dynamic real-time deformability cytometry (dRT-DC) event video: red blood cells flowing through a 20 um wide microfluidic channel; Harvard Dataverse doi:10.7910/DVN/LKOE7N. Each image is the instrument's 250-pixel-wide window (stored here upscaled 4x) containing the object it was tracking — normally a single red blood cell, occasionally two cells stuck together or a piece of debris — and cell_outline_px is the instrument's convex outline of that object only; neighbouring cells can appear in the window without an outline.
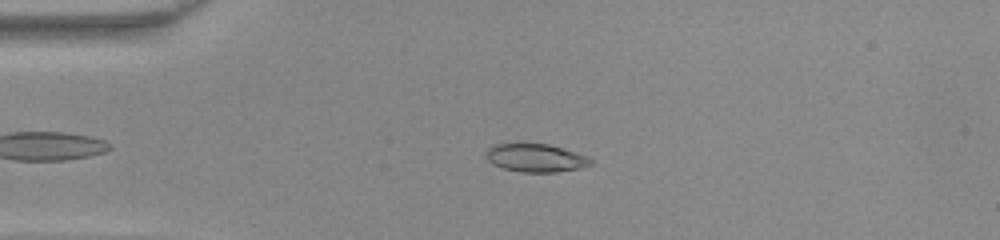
{"species": "common noctule bat (a hibernating species)", "species_latin": "Nyctalus noctula", "temperature_condition": "warm", "stored_images_in_passage": 43, "camera_frame_rate_fps": 3000, "um_per_image_px": 0.085, "animal": {"sex": "female", "body_mass_g": 22.0, "forearm_length_mm": 56.7}, "frame": {"image": 1, "passage_image": 11, "time_ms": 3.333, "image_size_px": [1000, 240], "cell_outline_px": [[592, 164], [580, 168], [556, 172], [520, 172], [504, 168], [492, 164], [488, 160], [488, 148], [492, 144], [548, 144], [588, 156], [592, 160]], "centroid_in_image_um": [45.55, 13.43], "position_along_channel_um": 39.4, "area_um2": 16.94}}
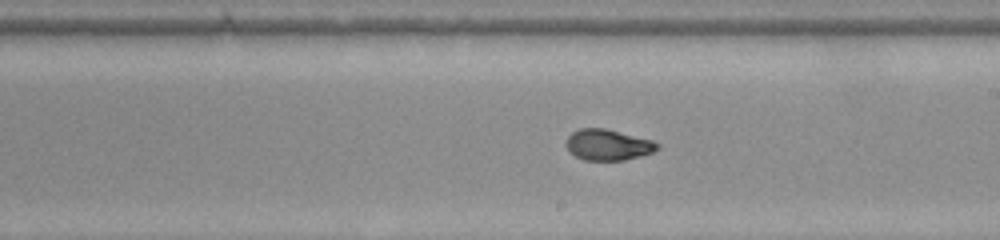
{"frame": {"image": 2, "passage_image": 27, "time_ms": 8.667, "image_size_px": [1000, 240], "cell_outline_px": [[660, 148], [652, 152], [640, 156], [624, 160], [584, 160], [576, 156], [568, 148], [568, 136], [572, 132], [580, 128], [604, 128], [652, 140], [660, 144]], "centroid_in_image_um": [51.72, 12.31], "position_along_channel_um": 237.3, "area_um2": 16.18}}
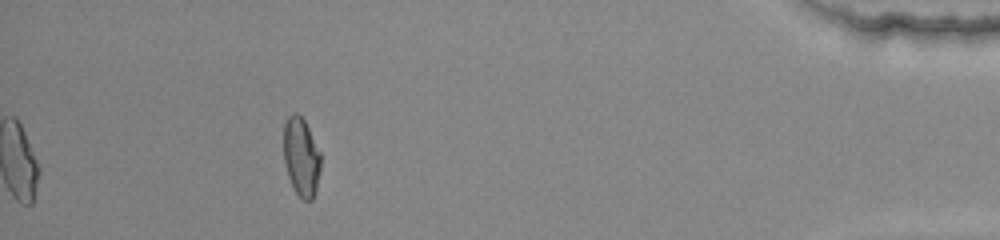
{"frame": {"image": 3, "passage_image": 43, "time_ms": 14.0, "image_size_px": [1000, 240], "cell_outline_px": [[320, 168], [316, 192], [312, 200], [304, 200], [296, 192], [288, 176], [284, 160], [284, 124], [288, 116], [292, 112], [296, 112], [304, 120], [320, 152]], "centroid_in_image_um": [25.6, 13.33], "position_along_channel_um": 409.6, "area_um2": 16.82}}